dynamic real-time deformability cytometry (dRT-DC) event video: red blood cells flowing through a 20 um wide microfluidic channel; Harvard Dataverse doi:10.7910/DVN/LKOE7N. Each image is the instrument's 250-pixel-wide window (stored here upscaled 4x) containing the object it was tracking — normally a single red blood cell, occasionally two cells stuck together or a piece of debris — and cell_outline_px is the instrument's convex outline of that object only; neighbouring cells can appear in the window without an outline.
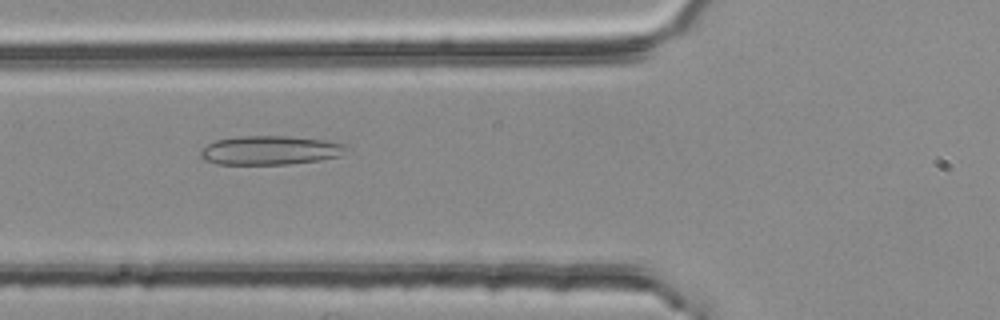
{"species": "common noctule bat (a hibernating species)", "species_latin": "Nyctalus noctula", "temperature_condition": "room temperature", "stored_images_in_passage": 31, "camera_frame_rate_fps": 3000, "um_per_image_px": 0.085, "animal": {"sex": "female", "body_mass_g": 25.1}, "frame": {"image": 1, "passage_image": 4, "time_ms": 1.0, "image_size_px": [1000, 320], "cell_outline_px": [[352, 148], [340, 156], [320, 160], [288, 164], [220, 164], [204, 160], [200, 156], [200, 148], [216, 140], [236, 136], [288, 136], [324, 140], [348, 144]], "centroid_in_image_um": [23.01, 12.77], "position_along_channel_um": 102.8, "area_um2": 24.91}}
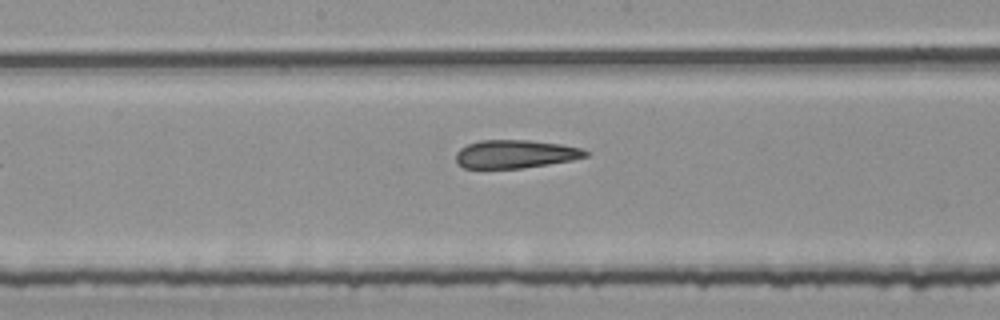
{"frame": {"image": 2, "passage_image": 12, "time_ms": 3.667, "image_size_px": [1000, 320], "cell_outline_px": [[588, 156], [572, 160], [524, 168], [464, 168], [456, 164], [456, 152], [460, 148], [468, 144], [480, 140], [532, 140], [560, 144], [580, 148], [588, 152]], "centroid_in_image_um": [43.77, 13.09], "position_along_channel_um": 204.4, "area_um2": 21.39}}
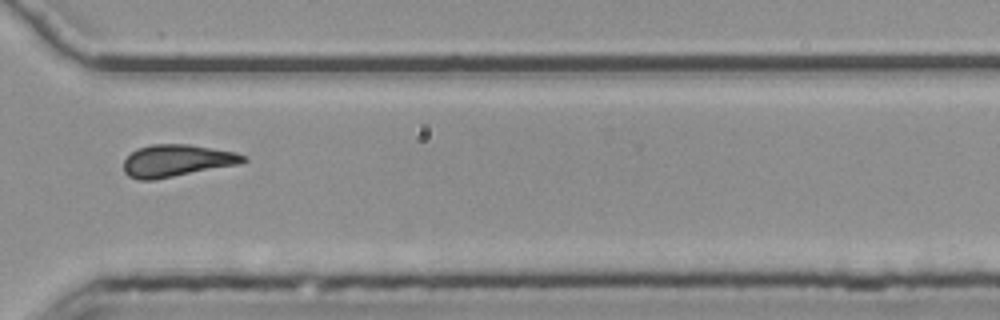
{"frame": {"image": 3, "passage_image": 24, "time_ms": 7.667, "image_size_px": [1000, 320], "cell_outline_px": [[248, 160], [240, 164], [152, 180], [140, 180], [128, 176], [124, 172], [124, 160], [132, 152], [140, 148], [152, 144], [188, 144], [236, 152], [248, 156]], "centroid_in_image_um": [15.06, 13.65], "position_along_channel_um": 355.5, "area_um2": 22.31}, "authors_computed_cell_mechanics": {"area_um2": 21.675, "velocity_mm_per_s": 3.7852, "shape_relaxation_time_tau1_ms": null, "shape_relaxation_time_tau2_ms": 3.3306, "deformation_change_tau1": null, "deformation_change_tau2": 0.1487}}